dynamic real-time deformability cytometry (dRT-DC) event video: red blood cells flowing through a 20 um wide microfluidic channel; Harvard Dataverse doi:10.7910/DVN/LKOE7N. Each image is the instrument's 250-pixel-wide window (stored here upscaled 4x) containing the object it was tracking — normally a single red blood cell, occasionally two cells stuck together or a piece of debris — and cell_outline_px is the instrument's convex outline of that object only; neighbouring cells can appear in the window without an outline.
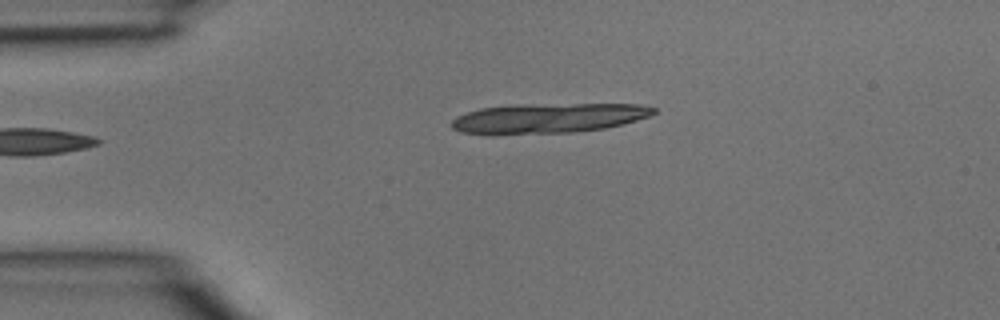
{"species": "common noctule bat (a hibernating species)", "species_latin": "Nyctalus noctula", "temperature_condition": "room temperature", "stored_images_in_passage": 5, "camera_frame_rate_fps": 3000, "um_per_image_px": 0.085, "animal": {"sex": "male", "body_mass_g": 15.6}, "frame": {"image": 1, "passage_image": 5, "time_ms": 1.333, "image_size_px": [1000, 320], "cell_outline_px": [[656, 112], [652, 116], [624, 124], [604, 128], [576, 132], [460, 132], [452, 128], [448, 124], [456, 116], [480, 108], [516, 104], [636, 104], [656, 108]], "centroid_in_image_um": [46.69, 10.0], "position_along_channel_um": 38.3, "area_um2": 34.45}}